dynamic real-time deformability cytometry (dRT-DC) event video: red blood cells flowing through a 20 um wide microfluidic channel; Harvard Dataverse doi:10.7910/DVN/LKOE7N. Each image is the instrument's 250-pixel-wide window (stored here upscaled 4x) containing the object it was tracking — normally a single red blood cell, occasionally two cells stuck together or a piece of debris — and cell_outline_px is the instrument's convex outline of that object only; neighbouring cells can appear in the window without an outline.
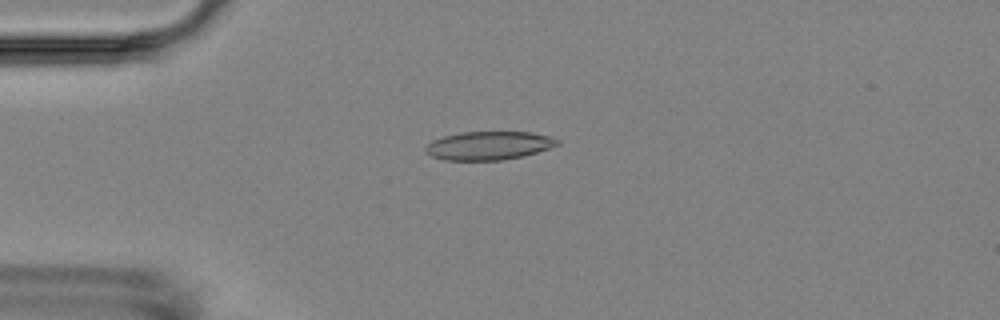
{"species": "Egyptian fruit bat (a non-hibernating species)", "species_latin": "Rousettus aegyptiacus", "temperature_condition": "room temperature", "stored_images_in_passage": 8, "camera_frame_rate_fps": 3000, "um_per_image_px": 0.085, "animal": {"sex": "female"}, "frame": {"image": 1, "passage_image": 4, "time_ms": 3.667, "image_size_px": [1000, 320], "cell_outline_px": [[560, 144], [524, 156], [504, 160], [444, 160], [432, 156], [424, 148], [432, 140], [444, 136], [464, 132], [532, 132], [548, 136], [560, 140]], "centroid_in_image_um": [41.56, 12.38], "position_along_channel_um": 43.4, "area_um2": 21.73}}
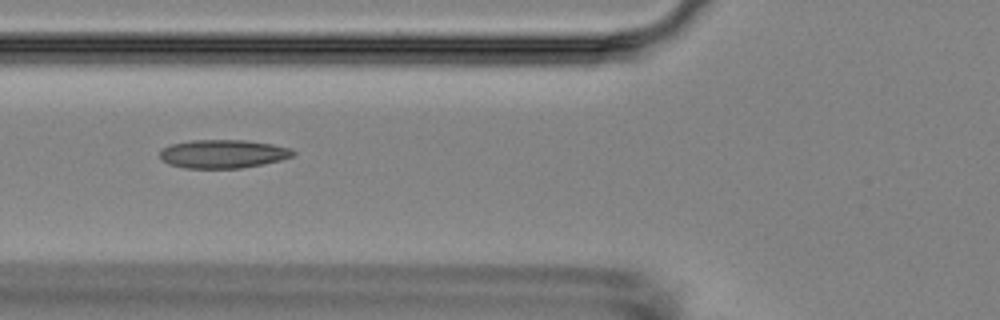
{"frame": {"image": 2, "passage_image": 6, "time_ms": 6.0, "image_size_px": [1000, 320], "cell_outline_px": [[296, 152], [292, 156], [280, 160], [240, 168], [184, 168], [168, 164], [160, 160], [160, 148], [172, 144], [192, 140], [248, 140], [272, 144], [292, 148]], "centroid_in_image_um": [18.92, 13.07], "position_along_channel_um": 106.9, "area_um2": 22.2}}
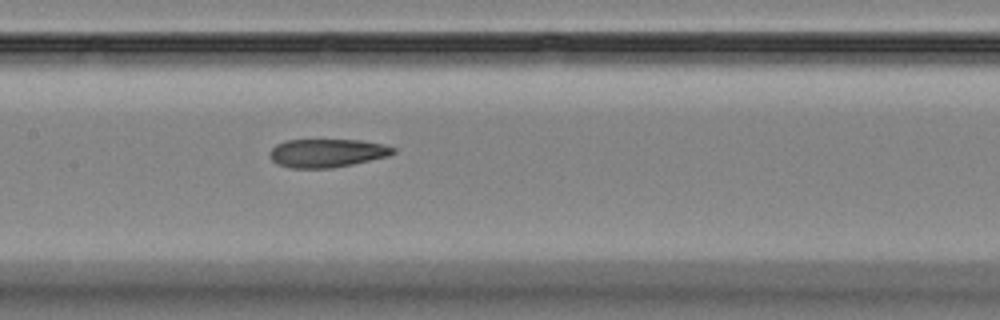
{"frame": {"image": 3, "passage_image": 8, "time_ms": 8.0, "image_size_px": [1000, 320], "cell_outline_px": [[396, 152], [388, 156], [352, 164], [332, 168], [292, 168], [276, 164], [268, 156], [272, 148], [276, 144], [284, 140], [360, 140], [384, 144], [396, 148]], "centroid_in_image_um": [27.78, 13.0], "position_along_channel_um": 179.6, "area_um2": 20.52}}